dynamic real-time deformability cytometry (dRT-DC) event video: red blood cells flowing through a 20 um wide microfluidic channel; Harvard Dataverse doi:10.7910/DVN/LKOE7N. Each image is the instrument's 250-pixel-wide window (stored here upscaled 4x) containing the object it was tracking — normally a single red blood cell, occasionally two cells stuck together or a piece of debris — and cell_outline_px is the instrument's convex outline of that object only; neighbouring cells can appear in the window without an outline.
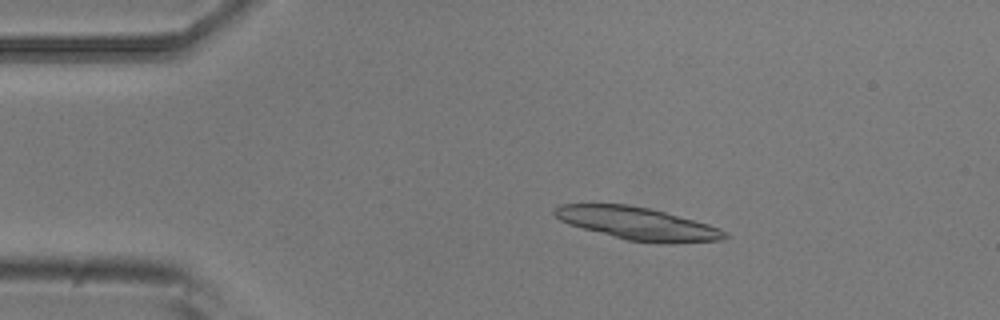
{"species": "common noctule bat (a hibernating species)", "species_latin": "Nyctalus noctula", "temperature_condition": "room temperature", "stored_images_in_passage": 6, "camera_frame_rate_fps": 3000, "um_per_image_px": 0.085, "animal": {"sex": "male", "body_mass_g": 20.5, "forearm_length_mm": 52.5}, "frame": {"image": 1, "passage_image": 3, "time_ms": 0.667, "image_size_px": [1000, 320], "cell_outline_px": [[728, 236], [724, 240], [668, 244], [660, 244], [628, 240], [568, 224], [560, 220], [552, 212], [560, 204], [628, 204], [648, 208], [664, 212], [708, 224], [720, 228], [728, 232]], "centroid_in_image_um": [54.24, 19.01], "position_along_channel_um": 30.8, "area_um2": 32.25}}
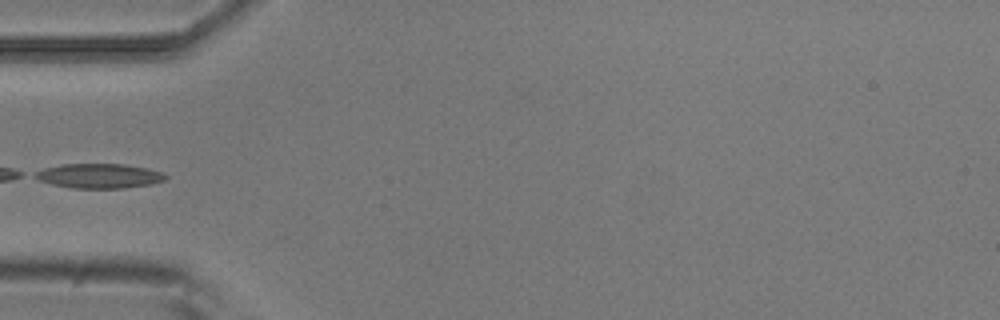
{"frame": {"image": 2, "passage_image": 5, "time_ms": 1.333, "image_size_px": [1000, 320], "cell_outline_px": [[168, 176], [164, 180], [152, 184], [124, 188], [72, 188], [52, 184], [40, 180], [32, 176], [32, 172], [44, 168], [64, 164], [124, 164], [148, 168], [160, 172]], "centroid_in_image_um": [8.4, 14.95], "position_along_channel_um": 76.6, "area_um2": 18.73}}
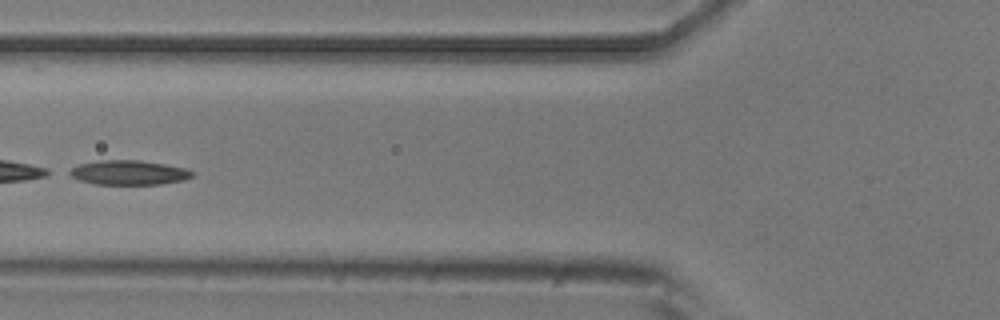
{"frame": {"image": 3, "passage_image": 6, "time_ms": 1.667, "image_size_px": [1000, 320], "cell_outline_px": [[196, 172], [192, 176], [184, 180], [160, 184], [96, 184], [80, 180], [64, 172], [80, 164], [100, 160], [140, 160], [164, 164], [184, 168]], "centroid_in_image_um": [10.94, 14.67], "position_along_channel_um": 114.9, "area_um2": 17.46}}